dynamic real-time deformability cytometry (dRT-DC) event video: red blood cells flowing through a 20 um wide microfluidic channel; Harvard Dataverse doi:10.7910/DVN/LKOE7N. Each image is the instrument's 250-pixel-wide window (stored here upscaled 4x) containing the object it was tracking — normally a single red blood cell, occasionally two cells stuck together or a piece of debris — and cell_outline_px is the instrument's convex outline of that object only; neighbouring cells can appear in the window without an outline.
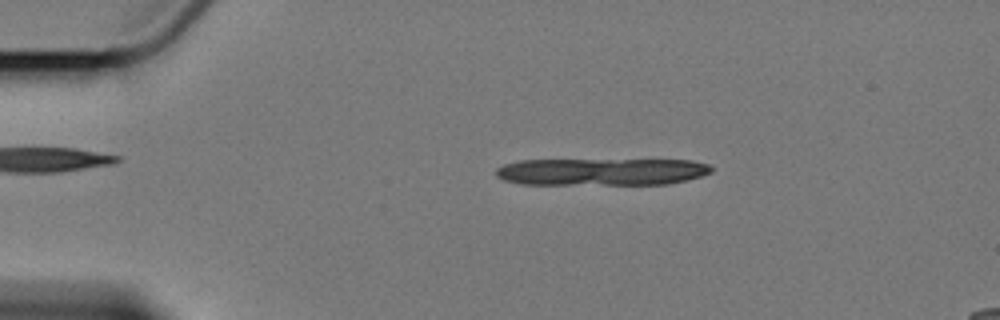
{"species": "Egyptian fruit bat (a non-hibernating species)", "species_latin": "Rousettus aegyptiacus", "temperature_condition": "cold", "stored_images_in_passage": 5, "camera_frame_rate_fps": 3000, "um_per_image_px": 0.085, "animal": {"sex": "female"}, "frame": {"image": 1, "passage_image": 3, "time_ms": 2.333, "image_size_px": [1000, 320], "cell_outline_px": [[712, 172], [700, 176], [668, 184], [524, 184], [504, 180], [496, 176], [496, 168], [504, 164], [520, 160], [692, 160], [708, 164], [712, 168]], "centroid_in_image_um": [51.12, 14.59], "position_along_channel_um": 33.9, "area_um2": 34.04}}